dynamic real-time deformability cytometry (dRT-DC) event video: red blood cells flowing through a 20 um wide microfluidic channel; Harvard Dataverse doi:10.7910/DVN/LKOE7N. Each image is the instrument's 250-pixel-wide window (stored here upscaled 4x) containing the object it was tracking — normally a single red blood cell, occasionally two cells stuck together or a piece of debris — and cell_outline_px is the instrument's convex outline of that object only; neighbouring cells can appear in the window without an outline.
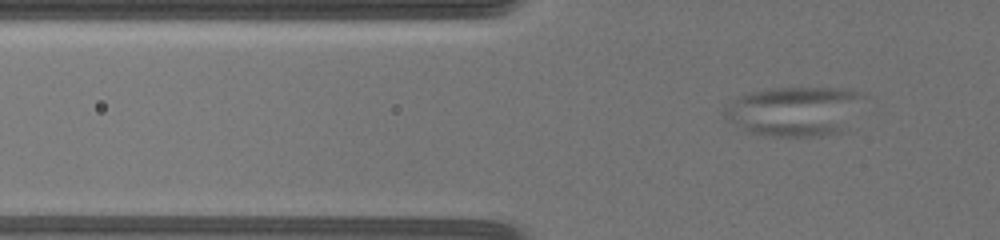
{"species": "common noctule bat (a hibernating species)", "species_latin": "Nyctalus noctula", "temperature_condition": "warm", "stored_images_in_passage": 29, "camera_frame_rate_fps": 3000, "um_per_image_px": 0.085, "animal": {"sex": "female", "body_mass_g": 19.5, "forearm_length_mm": 54.1}, "frame": {"image": 1, "passage_image": 21, "time_ms": 4.333, "image_size_px": [1000, 240], "cell_outline_px": [[868, 96], [840, 132], [820, 136], [768, 136], [748, 132], [724, 116], [724, 108], [740, 96], [756, 92], [776, 88], [836, 88], [860, 92]], "centroid_in_image_um": [67.58, 9.45], "position_along_channel_um": 58.2, "area_um2": 39.54}}
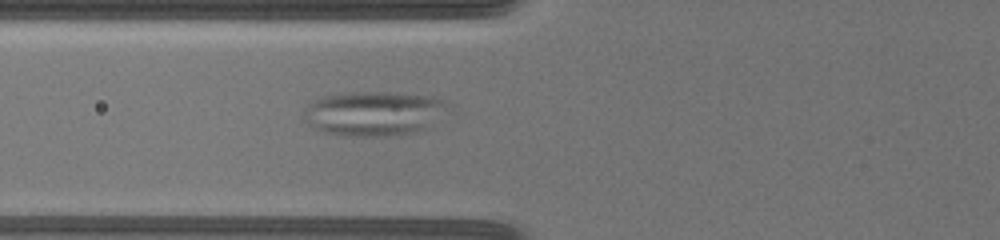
{"frame": {"image": 2, "passage_image": 28, "time_ms": 6.0, "image_size_px": [1000, 240], "cell_outline_px": [[448, 100], [424, 128], [416, 132], [384, 136], [348, 136], [324, 132], [304, 120], [304, 112], [308, 104], [320, 96], [356, 92], [388, 92], [432, 96]], "centroid_in_image_um": [31.65, 9.63], "position_along_channel_um": 94.1, "area_um2": 36.36}}